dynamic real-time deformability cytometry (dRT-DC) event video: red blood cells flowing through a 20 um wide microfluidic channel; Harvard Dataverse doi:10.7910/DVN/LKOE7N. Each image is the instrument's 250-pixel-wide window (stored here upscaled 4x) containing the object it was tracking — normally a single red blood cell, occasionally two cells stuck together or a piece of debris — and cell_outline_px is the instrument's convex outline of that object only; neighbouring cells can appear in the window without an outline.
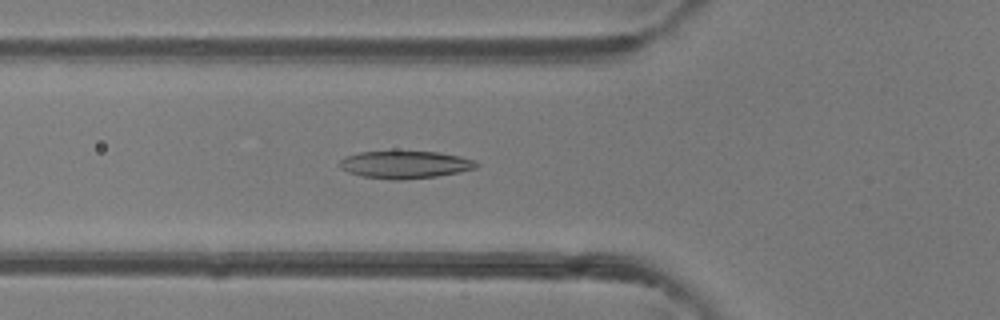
{"species": "common noctule bat (a hibernating species)", "species_latin": "Nyctalus noctula", "temperature_condition": "room temperature", "stored_images_in_passage": 42, "camera_frame_rate_fps": 3000, "um_per_image_px": 0.085, "animal": {"sex": "female"}, "frame": {"image": 1, "passage_image": 11, "time_ms": 3.333, "image_size_px": [1000, 320], "cell_outline_px": [[480, 164], [476, 168], [460, 172], [436, 176], [400, 180], [392, 180], [364, 176], [348, 172], [340, 168], [336, 164], [344, 156], [360, 152], [440, 152], [460, 156], [476, 160]], "centroid_in_image_um": [34.43, 13.99], "position_along_channel_um": 91.4, "area_um2": 21.96}}
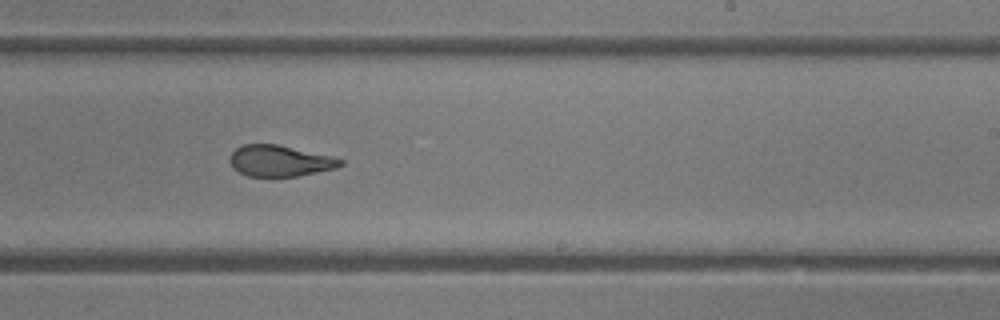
{"frame": {"image": 2, "passage_image": 23, "time_ms": 7.333, "image_size_px": [1000, 320], "cell_outline_px": [[344, 164], [336, 168], [296, 176], [248, 176], [232, 168], [232, 152], [236, 148], [244, 144], [276, 144], [332, 156], [344, 160]], "centroid_in_image_um": [23.82, 13.67], "position_along_channel_um": 265.2, "area_um2": 19.77}}
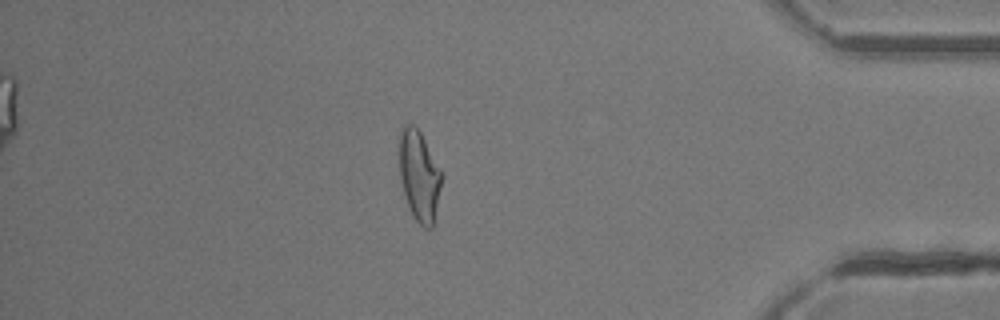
{"frame": {"image": 3, "passage_image": 35, "time_ms": 11.333, "image_size_px": [1000, 320], "cell_outline_px": [[440, 188], [432, 228], [424, 228], [412, 216], [408, 208], [404, 196], [400, 180], [400, 132], [404, 124], [412, 124], [420, 132], [440, 168]], "centroid_in_image_um": [35.6, 14.96], "position_along_channel_um": 399.6, "area_um2": 21.91}, "authors_computed_cell_mechanics": {"area_um2": 21.9351, "velocity_mm_per_s": 4.3328, "shape_relaxation_time_tau1_ms": 5.0094, "shape_relaxation_time_tau2_ms": 1.1747, "deformation_change_tau1": 0.1963, "deformation_change_tau2": 0.0779}}